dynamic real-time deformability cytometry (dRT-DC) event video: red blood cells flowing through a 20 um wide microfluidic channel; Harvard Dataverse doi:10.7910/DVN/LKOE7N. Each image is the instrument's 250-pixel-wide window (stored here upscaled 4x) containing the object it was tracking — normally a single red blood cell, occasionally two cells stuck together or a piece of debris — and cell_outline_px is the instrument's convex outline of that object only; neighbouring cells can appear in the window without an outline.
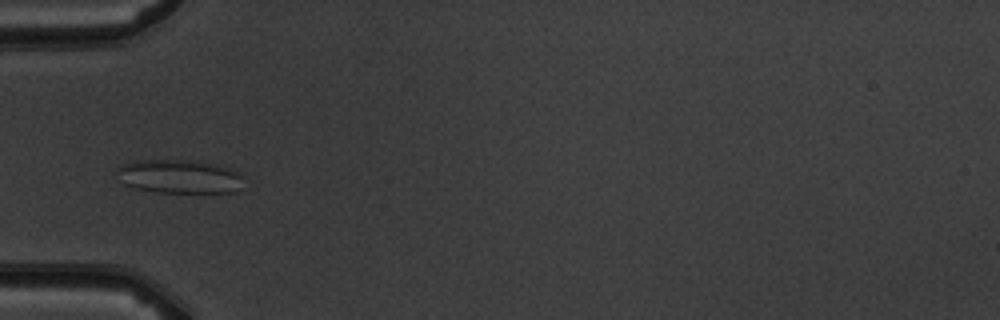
{"species": "common noctule bat (a hibernating species)", "species_latin": "Nyctalus noctula", "temperature_condition": "warm", "stored_images_in_passage": 6, "camera_frame_rate_fps": 3000, "um_per_image_px": 0.085, "animal": {"sex": "male", "body_mass_g": 19.5, "forearm_length_mm": 54.6}, "frame": {"image": 1, "passage_image": 5, "time_ms": 5.333, "image_size_px": [1000, 320], "cell_outline_px": [[244, 176], [236, 192], [160, 192], [132, 188], [124, 184], [116, 172], [116, 168], [132, 160], [200, 160], [228, 168], [240, 172]], "centroid_in_image_um": [15.23, 14.99], "position_along_channel_um": 69.8, "area_um2": 25.03}}
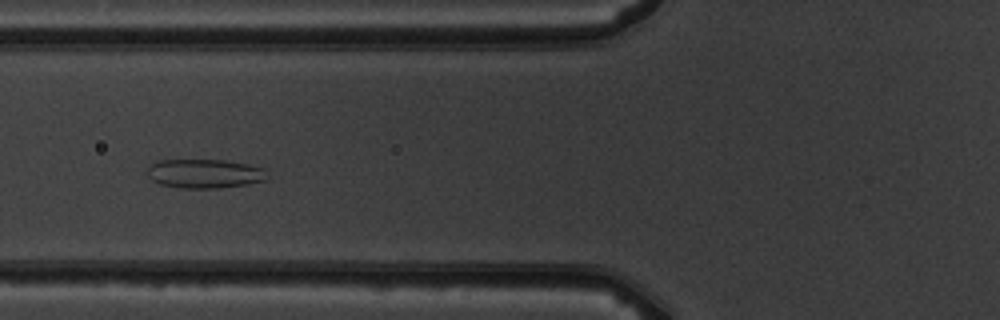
{"frame": {"image": 2, "passage_image": 6, "time_ms": 6.333, "image_size_px": [1000, 320], "cell_outline_px": [[268, 176], [264, 180], [248, 184], [216, 188], [184, 188], [160, 184], [152, 180], [144, 172], [148, 164], [156, 160], [224, 160], [248, 164], [264, 168]], "centroid_in_image_um": [17.33, 14.74], "position_along_channel_um": 108.5, "area_um2": 20.52}}